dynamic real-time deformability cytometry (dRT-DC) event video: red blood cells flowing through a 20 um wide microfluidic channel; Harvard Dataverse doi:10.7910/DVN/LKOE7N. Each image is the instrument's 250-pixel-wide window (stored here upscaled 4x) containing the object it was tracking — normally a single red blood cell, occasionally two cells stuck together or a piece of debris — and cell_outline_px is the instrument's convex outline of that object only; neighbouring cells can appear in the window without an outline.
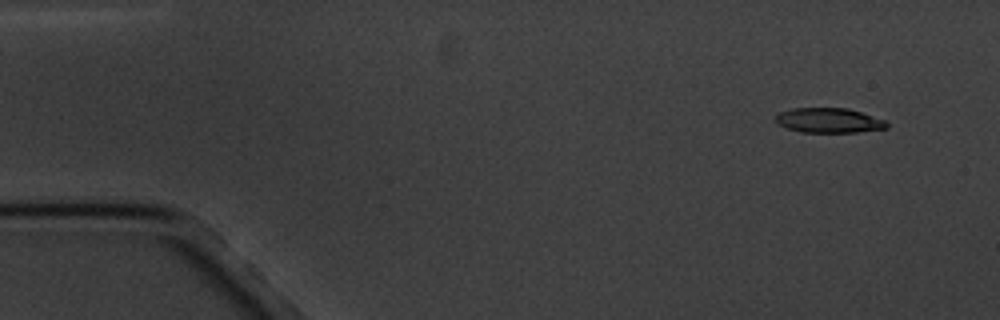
{"species": "common noctule bat (a hibernating species)", "species_latin": "Nyctalus noctula", "temperature_condition": "cold", "stored_images_in_passage": 13, "camera_frame_rate_fps": 3000, "um_per_image_px": 0.085, "animal": {"sex": "male", "body_mass_g": 20.1, "forearm_length_mm": 53.5}, "frame": {"image": 1, "passage_image": 2, "time_ms": 1.0, "image_size_px": [1000, 320], "cell_outline_px": [[888, 128], [856, 132], [800, 132], [776, 124], [776, 116], [780, 112], [792, 108], [848, 108], [884, 120], [888, 124]], "centroid_in_image_um": [70.43, 10.23], "position_along_channel_um": 14.6, "area_um2": 15.95}}
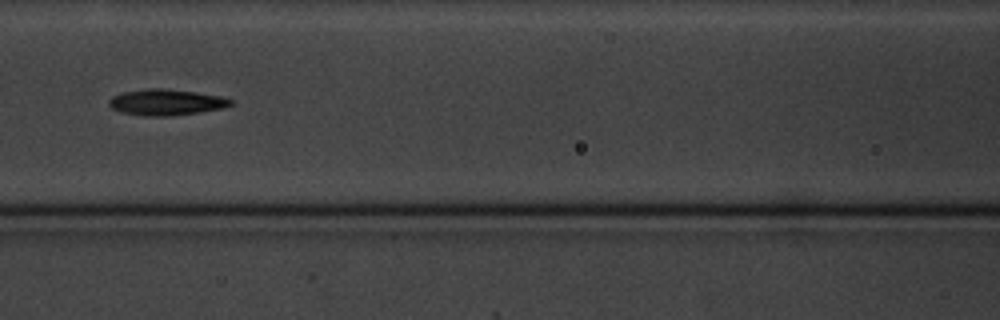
{"frame": {"image": 2, "passage_image": 8, "time_ms": 8.0, "image_size_px": [1000, 320], "cell_outline_px": [[232, 104], [224, 108], [200, 112], [164, 116], [144, 116], [124, 112], [112, 108], [108, 104], [108, 100], [112, 96], [124, 92], [148, 88], [160, 88], [196, 92], [220, 96], [232, 100]], "centroid_in_image_um": [14.12, 8.69], "position_along_channel_um": 152.5, "area_um2": 18.26}}
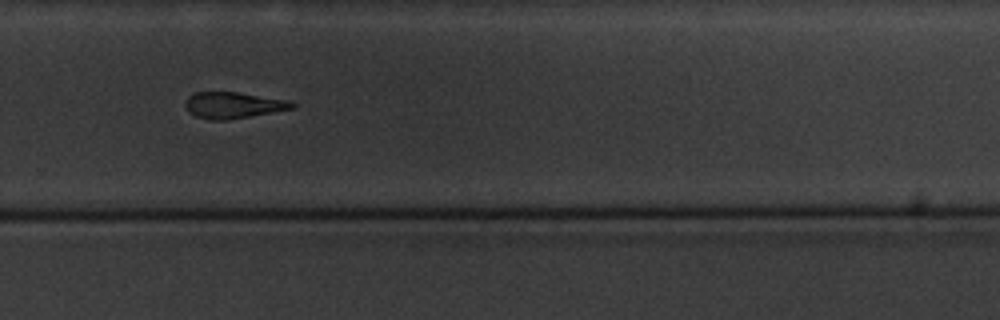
{"frame": {"image": 3, "passage_image": 12, "time_ms": 12.667, "image_size_px": [1000, 320], "cell_outline_px": [[296, 104], [292, 108], [272, 112], [228, 120], [208, 120], [196, 116], [188, 112], [184, 104], [188, 96], [196, 92], [236, 92], [288, 100]], "centroid_in_image_um": [19.77, 8.94], "position_along_channel_um": 310.0, "area_um2": 16.24}}